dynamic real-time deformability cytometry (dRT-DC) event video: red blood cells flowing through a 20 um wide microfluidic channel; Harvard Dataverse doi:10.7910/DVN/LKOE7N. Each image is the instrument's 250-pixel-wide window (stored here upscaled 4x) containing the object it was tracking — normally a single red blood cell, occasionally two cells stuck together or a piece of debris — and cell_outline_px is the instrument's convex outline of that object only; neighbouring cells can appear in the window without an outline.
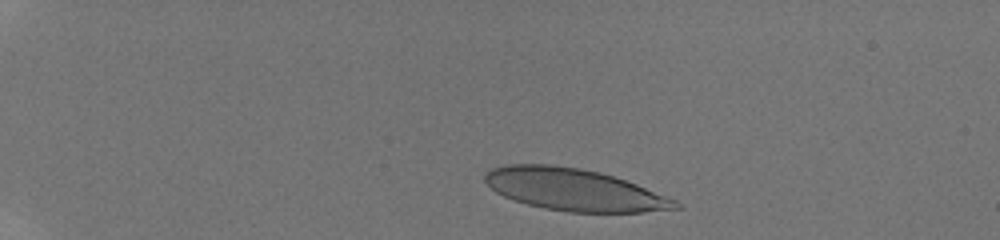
{"species": "human", "species_latin": "Homo sapiens", "temperature_condition": "room temperature", "stored_images_in_passage": 7, "camera_frame_rate_fps": 3000, "um_per_image_px": 0.085, "donor": {"sex": "male"}, "frame": {"image": 1, "passage_image": 2, "time_ms": 0.667, "image_size_px": [1000, 240], "cell_outline_px": [[684, 208], [644, 212], [568, 212], [544, 208], [528, 204], [504, 196], [496, 192], [484, 180], [484, 176], [492, 168], [504, 164], [548, 164], [580, 168], [600, 172], [636, 184], [676, 200]], "centroid_in_image_um": [48.81, 16.12], "position_along_channel_um": 36.2, "area_um2": 46.36}}
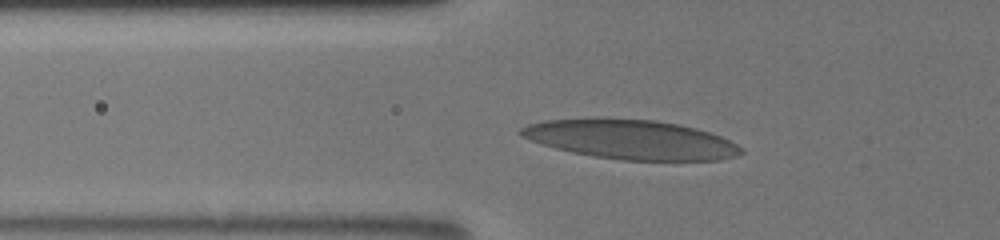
{"frame": {"image": 2, "passage_image": 6, "time_ms": 3.667, "image_size_px": [1000, 240], "cell_outline_px": [[744, 152], [736, 156], [720, 160], [620, 160], [592, 156], [572, 152], [556, 148], [520, 136], [516, 132], [520, 128], [528, 124], [544, 120], [592, 116], [604, 116], [656, 120], [680, 124], [696, 128], [720, 136], [744, 148]], "centroid_in_image_um": [53.58, 11.82], "position_along_channel_um": 72.2, "area_um2": 51.44}}